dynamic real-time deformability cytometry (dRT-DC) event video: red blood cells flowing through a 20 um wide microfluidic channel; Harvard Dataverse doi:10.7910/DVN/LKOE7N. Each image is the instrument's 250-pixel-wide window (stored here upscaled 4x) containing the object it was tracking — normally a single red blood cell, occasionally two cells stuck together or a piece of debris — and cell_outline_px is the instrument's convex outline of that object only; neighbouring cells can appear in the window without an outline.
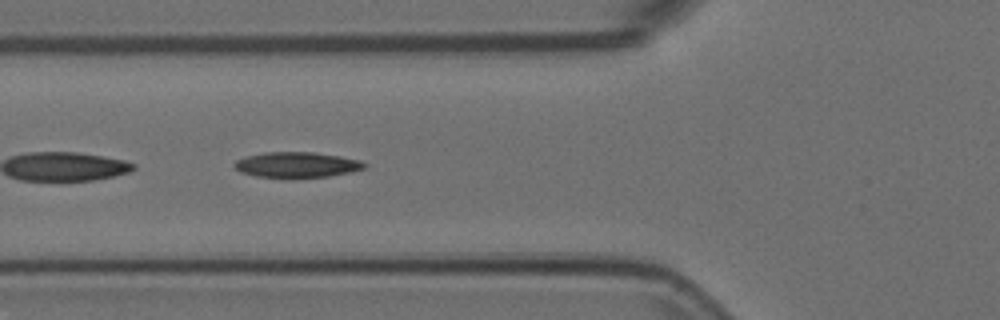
{"species": "Egyptian fruit bat (a non-hibernating species)", "species_latin": "Rousettus aegyptiacus", "temperature_condition": "room temperature", "stored_images_in_passage": 48, "camera_frame_rate_fps": 3000, "um_per_image_px": 0.085, "animal": {"sex": "female"}, "frame": {"image": 1, "passage_image": 19, "time_ms": 6.0, "image_size_px": [1000, 320], "cell_outline_px": [[368, 164], [364, 168], [352, 172], [328, 176], [288, 180], [256, 176], [240, 172], [232, 164], [236, 160], [248, 156], [264, 152], [312, 152], [340, 156], [360, 160]], "centroid_in_image_um": [25.22, 14.04], "position_along_channel_um": 100.6, "area_um2": 19.88}}
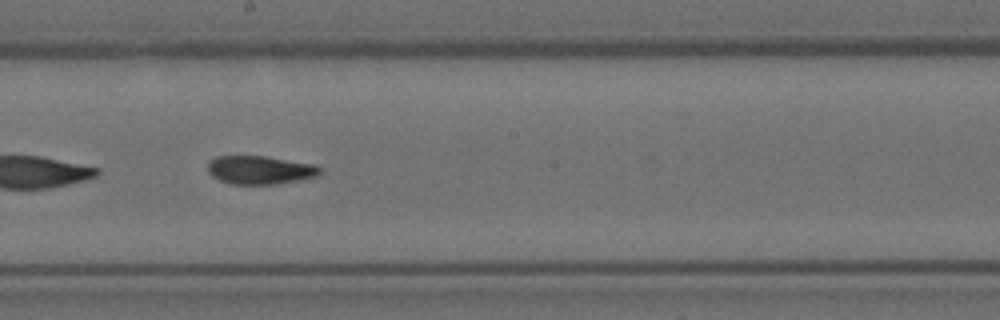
{"frame": {"image": 2, "passage_image": 29, "time_ms": 9.333, "image_size_px": [1000, 320], "cell_outline_px": [[320, 172], [316, 176], [304, 180], [276, 184], [232, 184], [220, 180], [212, 176], [208, 172], [208, 160], [216, 156], [264, 156], [316, 164], [320, 168]], "centroid_in_image_um": [22.1, 14.45], "position_along_channel_um": 226.1, "area_um2": 18.73}}
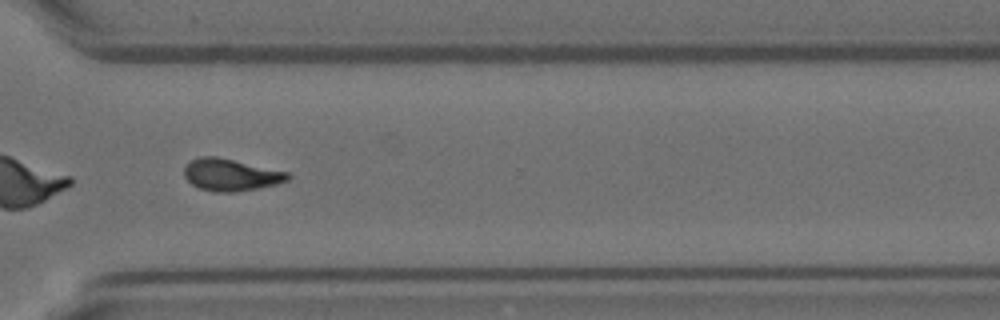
{"frame": {"image": 3, "passage_image": 39, "time_ms": 12.667, "image_size_px": [1000, 320], "cell_outline_px": [[292, 176], [288, 180], [276, 184], [260, 188], [236, 192], [216, 192], [200, 188], [192, 184], [184, 176], [184, 168], [192, 160], [200, 156], [216, 156], [288, 172]], "centroid_in_image_um": [19.63, 14.86], "position_along_channel_um": 351.0, "area_um2": 19.25}, "authors_computed_cell_mechanics": {"area_um2": 19.3052, "velocity_mm_per_s": 3.7526, "shape_relaxation_time_tau1_ms": 11.0259, "shape_relaxation_time_tau2_ms": 3.0809, "deformation_change_tau1": 0.2693, "deformation_change_tau2": 0.1036}}